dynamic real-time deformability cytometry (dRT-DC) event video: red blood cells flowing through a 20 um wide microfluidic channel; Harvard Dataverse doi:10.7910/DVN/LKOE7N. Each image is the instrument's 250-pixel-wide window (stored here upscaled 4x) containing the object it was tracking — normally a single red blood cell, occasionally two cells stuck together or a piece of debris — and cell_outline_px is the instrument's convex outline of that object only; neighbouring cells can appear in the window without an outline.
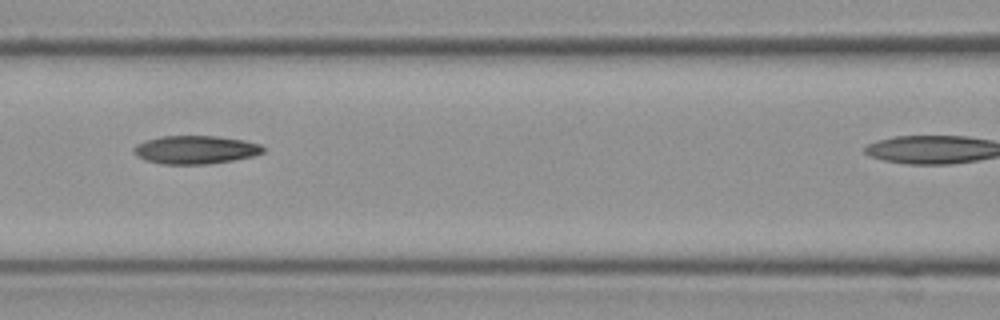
{"species": "Egyptian fruit bat (a non-hibernating species)", "species_latin": "Rousettus aegyptiacus", "temperature_condition": "cold", "stored_images_in_passage": 5, "camera_frame_rate_fps": 3000, "um_per_image_px": 0.085, "frame": {"image": 1, "passage_image": 3, "time_ms": 0.667, "image_size_px": [1000, 320], "cell_outline_px": [[264, 152], [252, 156], [232, 160], [208, 164], [164, 164], [144, 160], [136, 156], [132, 152], [132, 148], [136, 144], [148, 140], [164, 136], [216, 136], [244, 140], [260, 144], [264, 148]], "centroid_in_image_um": [16.59, 12.73], "position_along_channel_um": 150.0, "area_um2": 21.27}}
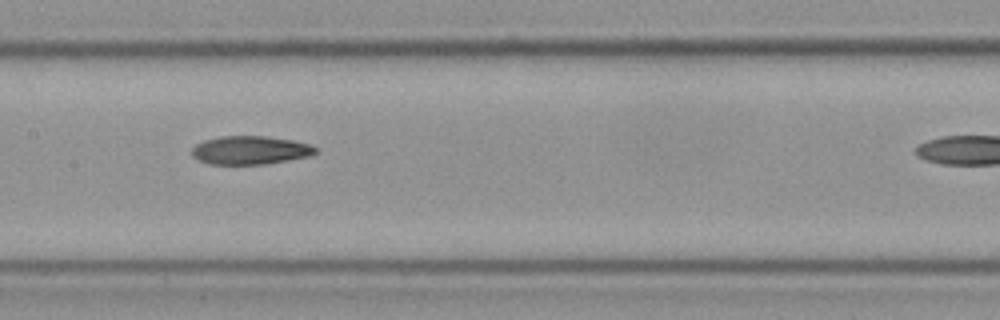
{"frame": {"image": 2, "passage_image": 4, "time_ms": 1.0, "image_size_px": [1000, 320], "cell_outline_px": [[316, 152], [308, 156], [288, 160], [264, 164], [212, 164], [200, 160], [192, 156], [192, 148], [196, 144], [204, 140], [220, 136], [264, 136], [292, 140], [312, 144], [316, 148]], "centroid_in_image_um": [21.26, 12.76], "position_along_channel_um": 186.1, "area_um2": 20.35}}